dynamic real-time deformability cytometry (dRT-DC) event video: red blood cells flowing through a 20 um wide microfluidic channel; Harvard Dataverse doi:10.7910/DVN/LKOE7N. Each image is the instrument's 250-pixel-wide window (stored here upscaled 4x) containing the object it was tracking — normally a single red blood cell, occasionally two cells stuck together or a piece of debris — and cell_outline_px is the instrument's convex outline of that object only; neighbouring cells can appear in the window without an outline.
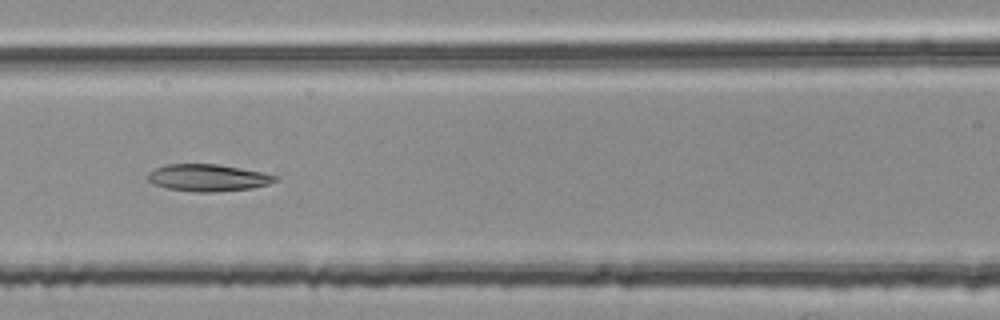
{"species": "common noctule bat (a hibernating species)", "species_latin": "Nyctalus noctula", "temperature_condition": "room temperature", "stored_images_in_passage": 53, "camera_frame_rate_fps": 3000, "um_per_image_px": 0.085, "animal": {"sex": "female", "body_mass_g": 25.1}, "frame": {"image": 1, "passage_image": 24, "time_ms": 7.667, "image_size_px": [1000, 320], "cell_outline_px": [[280, 176], [276, 180], [268, 184], [252, 188], [212, 192], [196, 192], [168, 188], [152, 184], [148, 180], [148, 172], [164, 164], [216, 164], [260, 172]], "centroid_in_image_um": [17.64, 15.11], "position_along_channel_um": 149.0, "area_um2": 19.88}}
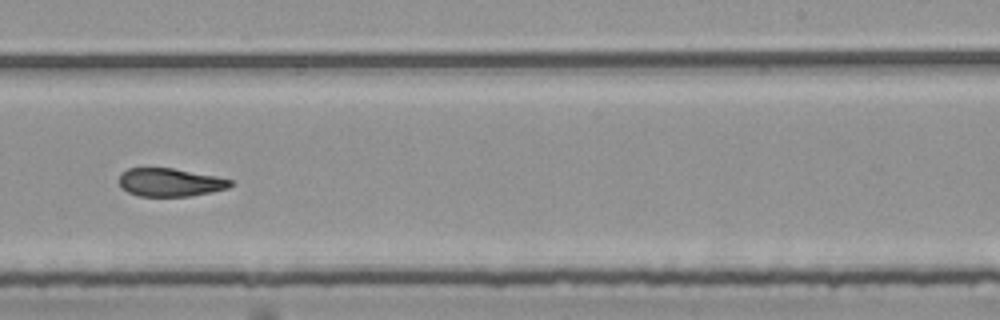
{"frame": {"image": 2, "passage_image": 34, "time_ms": 11.0, "image_size_px": [1000, 320], "cell_outline_px": [[232, 184], [228, 188], [212, 192], [188, 196], [140, 196], [128, 192], [120, 184], [120, 172], [128, 168], [172, 168], [232, 180]], "centroid_in_image_um": [14.43, 15.5], "position_along_channel_um": 274.6, "area_um2": 17.98}}
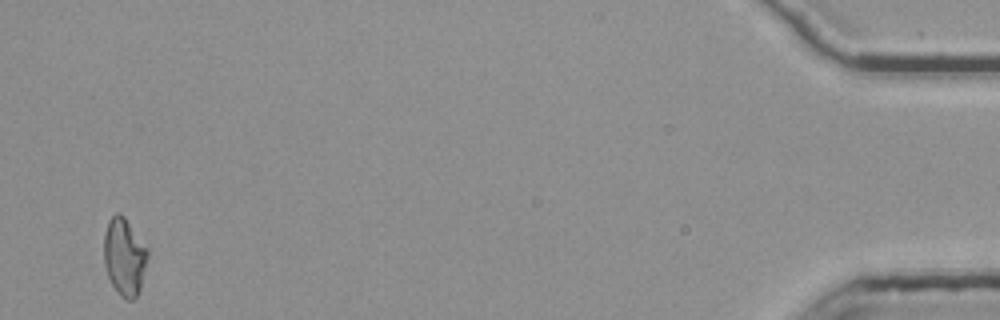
{"frame": {"image": 3, "passage_image": 53, "time_ms": 17.333, "image_size_px": [1000, 320], "cell_outline_px": [[148, 256], [140, 288], [136, 296], [132, 300], [124, 300], [116, 292], [108, 276], [104, 264], [104, 232], [108, 220], [116, 212], [120, 212], [124, 216], [148, 248]], "centroid_in_image_um": [10.56, 21.81], "position_along_channel_um": 424.6, "area_um2": 19.88}, "authors_computed_cell_mechanics": {"area_um2": 19.8832, "velocity_mm_per_s": 3.7913, "shape_relaxation_time_tau1_ms": null, "shape_relaxation_time_tau2_ms": 2.024, "deformation_change_tau1": null, "deformation_change_tau2": 0.1007}}